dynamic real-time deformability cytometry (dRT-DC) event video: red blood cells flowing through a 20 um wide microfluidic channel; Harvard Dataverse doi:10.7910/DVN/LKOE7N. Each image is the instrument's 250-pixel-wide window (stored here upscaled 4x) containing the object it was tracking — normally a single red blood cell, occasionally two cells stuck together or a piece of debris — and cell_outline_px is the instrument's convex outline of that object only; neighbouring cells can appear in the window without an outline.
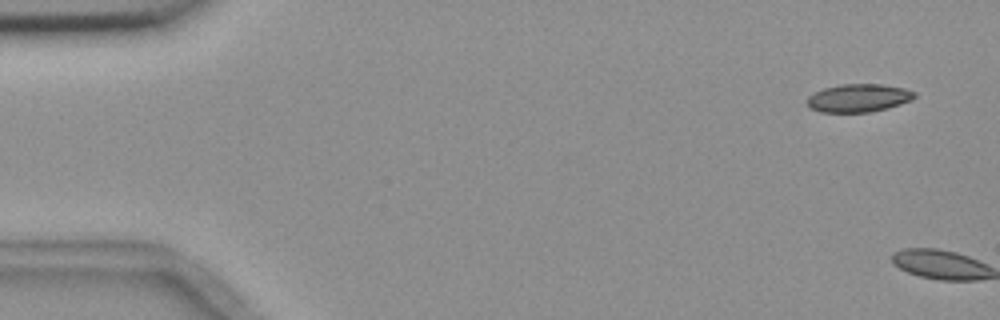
{"species": "common noctule bat (a hibernating species)", "species_latin": "Nyctalus noctula", "temperature_condition": "room temperature", "stored_images_in_passage": 5, "camera_frame_rate_fps": 3000, "um_per_image_px": 0.085, "animal": {"sex": "female", "body_mass_g": 18.4}, "frame": {"image": 1, "passage_image": 1, "time_ms": 0.0, "image_size_px": [1000, 320], "cell_outline_px": [[916, 96], [912, 100], [888, 108], [872, 112], [820, 112], [808, 108], [804, 104], [804, 100], [812, 92], [824, 88], [840, 84], [884, 84], [904, 88], [916, 92]], "centroid_in_image_um": [72.92, 8.33], "position_along_channel_um": 12.1, "area_um2": 18.03}}